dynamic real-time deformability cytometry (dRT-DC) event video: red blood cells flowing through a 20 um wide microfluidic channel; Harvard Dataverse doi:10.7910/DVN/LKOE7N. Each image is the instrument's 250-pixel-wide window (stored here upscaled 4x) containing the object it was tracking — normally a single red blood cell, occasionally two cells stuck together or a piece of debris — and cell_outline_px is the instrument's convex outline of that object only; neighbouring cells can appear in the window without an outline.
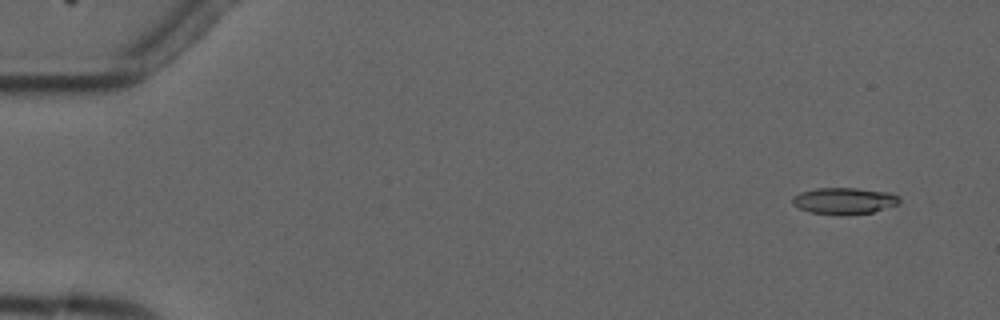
{"species": "common noctule bat (a hibernating species)", "species_latin": "Nyctalus noctula", "temperature_condition": "cold", "stored_images_in_passage": 4, "camera_frame_rate_fps": 3000, "um_per_image_px": 0.085, "animal": {"sex": "male", "forearm_length_mm": 52.5}, "frame": {"image": 1, "passage_image": 1, "time_ms": 0.0, "image_size_px": [1000, 320], "cell_outline_px": [[900, 200], [896, 204], [872, 212], [840, 216], [808, 212], [792, 204], [792, 196], [800, 192], [816, 188], [856, 188], [892, 192], [900, 196]], "centroid_in_image_um": [71.73, 17.07], "position_along_channel_um": 13.3, "area_um2": 16.76}}